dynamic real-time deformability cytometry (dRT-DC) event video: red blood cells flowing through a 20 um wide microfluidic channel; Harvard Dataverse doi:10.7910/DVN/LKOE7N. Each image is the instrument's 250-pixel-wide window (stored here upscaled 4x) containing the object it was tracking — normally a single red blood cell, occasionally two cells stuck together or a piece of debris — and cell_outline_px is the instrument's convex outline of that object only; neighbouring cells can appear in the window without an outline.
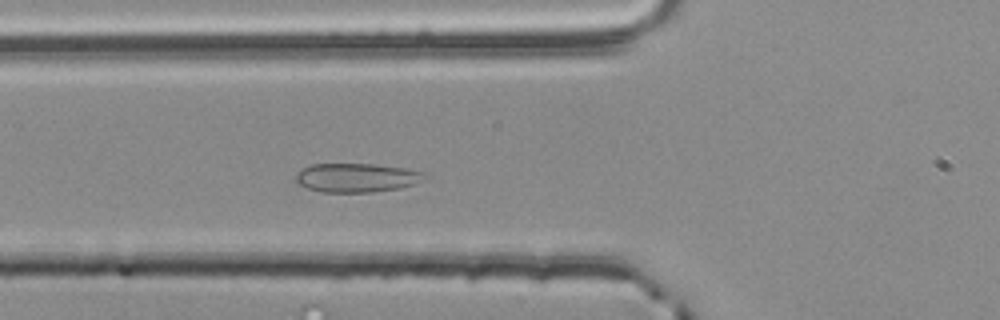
{"species": "common noctule bat (a hibernating species)", "species_latin": "Nyctalus noctula", "temperature_condition": "room temperature", "stored_images_in_passage": 42, "camera_frame_rate_fps": 3000, "um_per_image_px": 0.085, "animal": {"sex": "male", "body_mass_g": 20.4}, "frame": {"image": 1, "passage_image": 11, "time_ms": 3.333, "image_size_px": [1000, 320], "cell_outline_px": [[428, 176], [412, 184], [400, 188], [372, 192], [320, 192], [308, 188], [300, 184], [296, 180], [296, 176], [304, 168], [312, 164], [372, 164], [404, 168], [424, 172]], "centroid_in_image_um": [30.32, 15.1], "position_along_channel_um": 95.5, "area_um2": 21.39}}
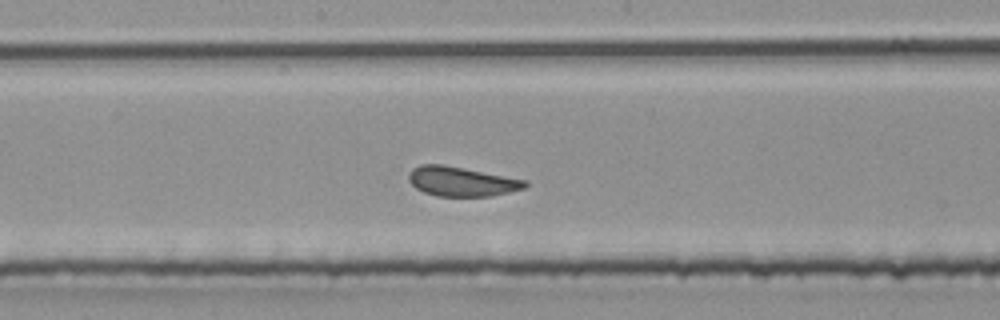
{"frame": {"image": 2, "passage_image": 20, "time_ms": 6.333, "image_size_px": [1000, 320], "cell_outline_px": [[528, 188], [492, 196], [436, 196], [424, 192], [416, 188], [408, 180], [408, 172], [412, 168], [420, 164], [444, 164], [528, 180]], "centroid_in_image_um": [39.25, 15.42], "position_along_channel_um": 208.9, "area_um2": 20.35}}
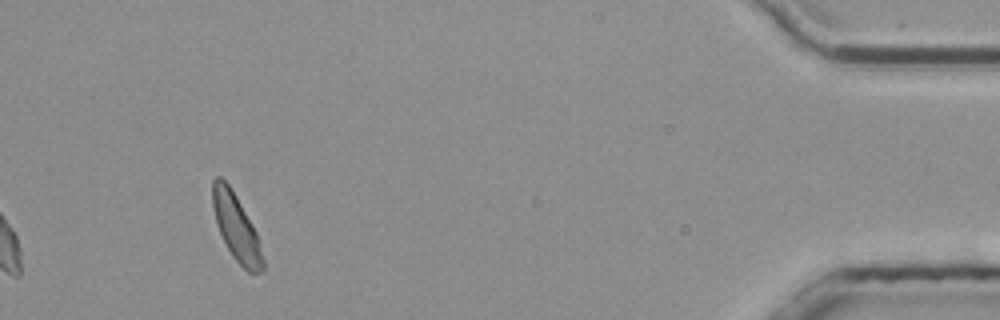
{"frame": {"image": 3, "passage_image": 42, "time_ms": 13.667, "image_size_px": [1000, 320], "cell_outline_px": [[264, 268], [260, 272], [248, 272], [232, 256], [216, 224], [212, 204], [212, 180], [216, 176], [220, 176], [228, 184], [236, 196], [252, 224], [256, 232], [264, 260]], "centroid_in_image_um": [20.07, 19.31], "position_along_channel_um": 415.1, "area_um2": 19.13}, "authors_computed_cell_mechanics": {"area_um2": 20.4612, "velocity_mm_per_s": 3.7691, "shape_relaxation_time_tau1_ms": 3.7021, "shape_relaxation_time_tau2_ms": 0.6691, "deformation_change_tau1": 0.0752, "deformation_change_tau2": 0.0631}}